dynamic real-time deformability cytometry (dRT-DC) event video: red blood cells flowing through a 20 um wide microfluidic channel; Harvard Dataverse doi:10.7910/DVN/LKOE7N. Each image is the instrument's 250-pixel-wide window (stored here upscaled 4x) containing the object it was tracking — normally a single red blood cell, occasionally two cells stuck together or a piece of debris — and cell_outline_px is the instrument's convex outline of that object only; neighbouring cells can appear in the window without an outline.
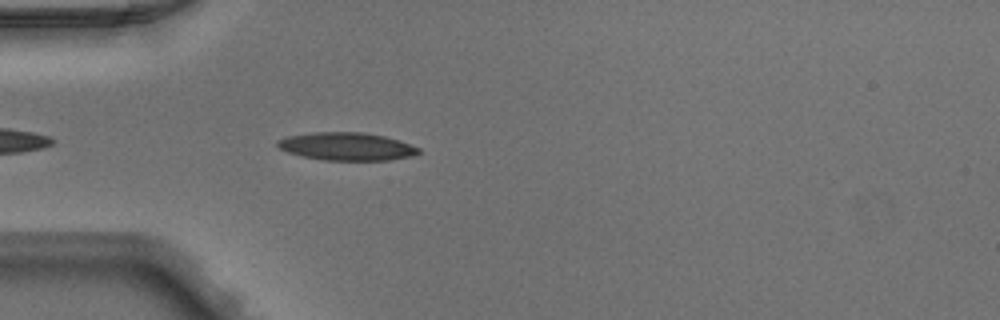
{"species": "Egyptian fruit bat (a non-hibernating species)", "species_latin": "Rousettus aegyptiacus", "temperature_condition": "warm", "stored_images_in_passage": 24, "camera_frame_rate_fps": 3000, "um_per_image_px": 0.085, "animal": {"sex": "male"}, "frame": {"image": 1, "passage_image": 3, "time_ms": 0.667, "image_size_px": [1000, 320], "cell_outline_px": [[420, 152], [412, 156], [388, 160], [324, 160], [304, 156], [288, 152], [280, 148], [276, 144], [276, 140], [288, 136], [312, 132], [364, 132], [384, 136], [400, 140], [420, 148]], "centroid_in_image_um": [29.48, 12.44], "position_along_channel_um": 55.5, "area_um2": 22.89}}
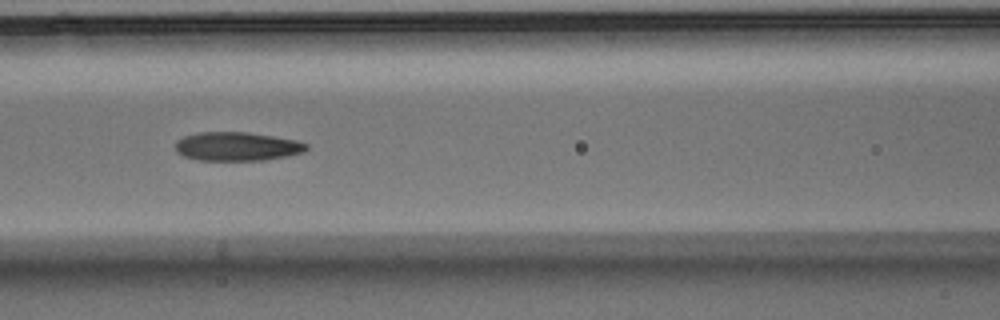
{"frame": {"image": 2, "passage_image": 10, "time_ms": 3.0, "image_size_px": [1000, 320], "cell_outline_px": [[308, 148], [304, 152], [288, 156], [264, 160], [200, 160], [184, 156], [176, 152], [176, 140], [184, 136], [196, 132], [248, 132], [296, 140], [308, 144]], "centroid_in_image_um": [20.15, 12.44], "position_along_channel_um": 146.5, "area_um2": 22.02}}
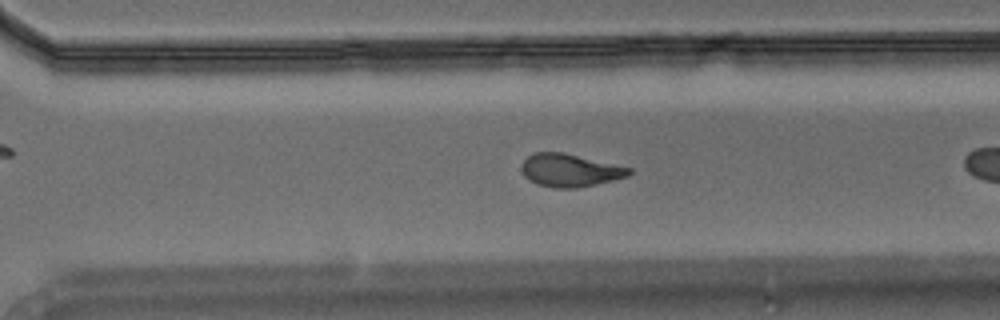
{"frame": {"image": 3, "passage_image": 20, "time_ms": 6.333, "image_size_px": [1000, 320], "cell_outline_px": [[632, 172], [628, 176], [596, 184], [576, 188], [556, 188], [536, 184], [524, 176], [520, 168], [520, 164], [528, 156], [536, 152], [564, 152], [632, 168]], "centroid_in_image_um": [48.42, 14.47], "position_along_channel_um": 322.2, "area_um2": 20.63}}